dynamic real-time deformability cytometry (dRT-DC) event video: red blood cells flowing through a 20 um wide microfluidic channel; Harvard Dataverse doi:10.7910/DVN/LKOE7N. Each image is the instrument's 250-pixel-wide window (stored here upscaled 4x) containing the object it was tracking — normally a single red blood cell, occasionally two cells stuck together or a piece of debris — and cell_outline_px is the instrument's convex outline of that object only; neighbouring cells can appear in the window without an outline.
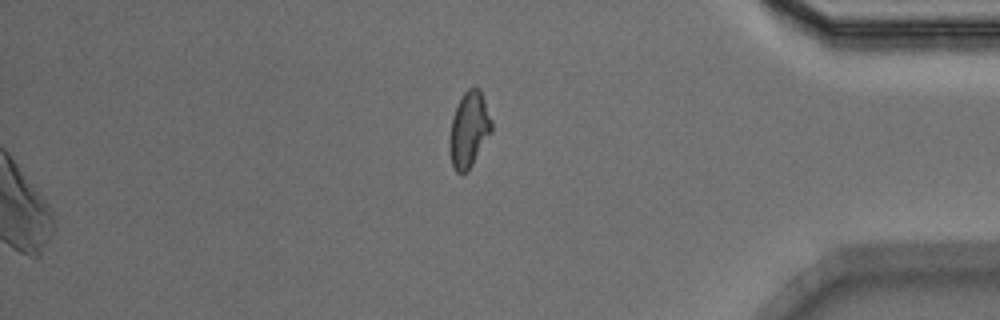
{"species": "Egyptian fruit bat (a non-hibernating species)", "species_latin": "Rousettus aegyptiacus", "temperature_condition": "warm", "stored_images_in_passage": 49, "camera_frame_rate_fps": 3000, "um_per_image_px": 0.085, "animal": {"sex": "male"}, "frame": {"image": 1, "passage_image": 49, "time_ms": 16.0, "image_size_px": [1000, 320], "cell_outline_px": [[492, 132], [468, 172], [460, 176], [456, 172], [452, 164], [448, 148], [448, 140], [452, 116], [464, 92], [472, 84], [476, 84], [480, 88], [492, 120]], "centroid_in_image_um": [39.86, 11.02], "position_along_channel_um": 395.3, "area_um2": 19.07}}